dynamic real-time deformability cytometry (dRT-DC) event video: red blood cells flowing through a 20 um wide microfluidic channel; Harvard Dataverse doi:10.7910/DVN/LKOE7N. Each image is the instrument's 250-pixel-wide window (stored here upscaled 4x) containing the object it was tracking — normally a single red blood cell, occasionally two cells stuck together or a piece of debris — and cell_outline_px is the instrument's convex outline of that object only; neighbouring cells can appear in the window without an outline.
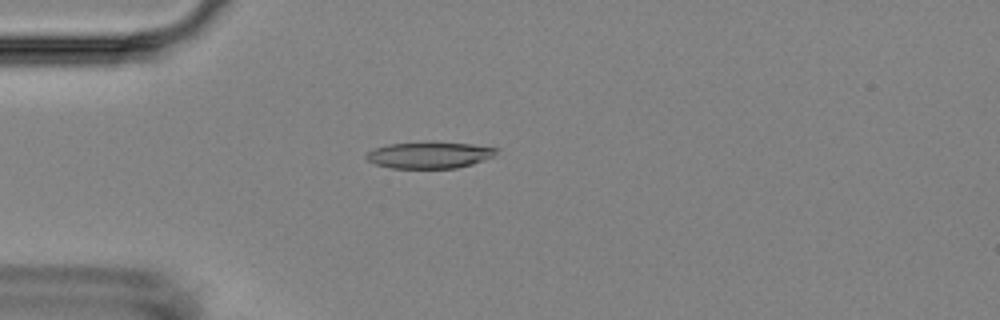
{"species": "Egyptian fruit bat (a non-hibernating species)", "species_latin": "Rousettus aegyptiacus", "temperature_condition": "room temperature", "stored_images_in_passage": 46, "camera_frame_rate_fps": 3000, "um_per_image_px": 0.085, "animal": {"sex": "female"}, "frame": {"image": 1, "passage_image": 5, "time_ms": 1.333, "image_size_px": [1000, 320], "cell_outline_px": [[500, 148], [492, 156], [472, 164], [456, 168], [392, 168], [376, 164], [368, 160], [364, 156], [368, 152], [376, 148], [388, 144], [432, 140], [472, 144]], "centroid_in_image_um": [36.5, 13.15], "position_along_channel_um": 48.5, "area_um2": 20.4}}
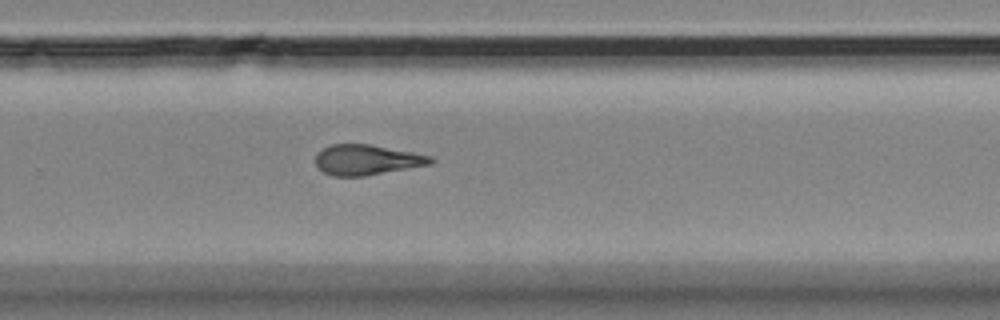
{"frame": {"image": 2, "passage_image": 27, "time_ms": 8.667, "image_size_px": [1000, 320], "cell_outline_px": [[436, 160], [432, 164], [364, 176], [332, 176], [316, 168], [316, 152], [332, 144], [368, 144], [412, 152], [432, 156]], "centroid_in_image_um": [31.17, 13.59], "position_along_channel_um": 298.6, "area_um2": 20.35}}
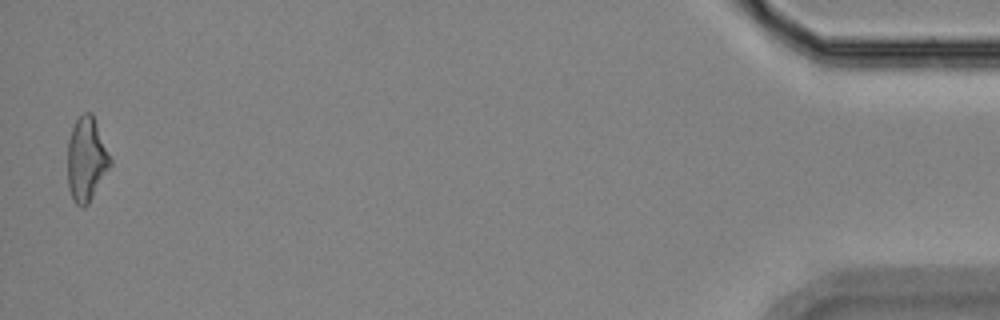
{"frame": {"image": 3, "passage_image": 45, "time_ms": 14.667, "image_size_px": [1000, 320], "cell_outline_px": [[112, 164], [88, 204], [84, 208], [76, 204], [72, 200], [68, 188], [68, 140], [72, 128], [76, 120], [84, 112], [92, 112], [112, 160]], "centroid_in_image_um": [7.35, 13.55], "position_along_channel_um": 427.9, "area_um2": 20.92}, "authors_computed_cell_mechanics": {"area_um2": 20.5479, "velocity_mm_per_s": 3.5866, "shape_relaxation_time_tau1_ms": null, "shape_relaxation_time_tau2_ms": 3.0772, "deformation_change_tau1": null, "deformation_change_tau2": 0.127}}